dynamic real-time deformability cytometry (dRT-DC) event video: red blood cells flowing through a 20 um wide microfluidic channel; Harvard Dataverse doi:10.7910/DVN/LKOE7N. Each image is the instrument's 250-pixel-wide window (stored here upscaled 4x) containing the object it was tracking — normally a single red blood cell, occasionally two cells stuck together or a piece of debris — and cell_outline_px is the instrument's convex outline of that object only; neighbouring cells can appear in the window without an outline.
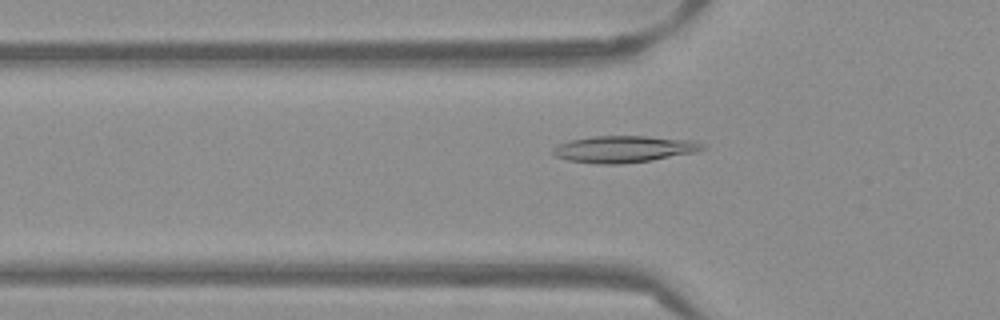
{"species": "Egyptian fruit bat (a non-hibernating species)", "species_latin": "Rousettus aegyptiacus", "temperature_condition": "warm", "stored_images_in_passage": 52, "camera_frame_rate_fps": 3000, "um_per_image_px": 0.085, "frame": {"image": 1, "passage_image": 17, "time_ms": 5.333, "image_size_px": [1000, 320], "cell_outline_px": [[704, 148], [696, 152], [652, 160], [620, 164], [596, 164], [568, 160], [556, 156], [552, 152], [552, 148], [556, 144], [572, 140], [592, 136], [648, 136], [696, 140], [704, 144]], "centroid_in_image_um": [53.04, 12.67], "position_along_channel_um": 72.8, "area_um2": 23.41}}
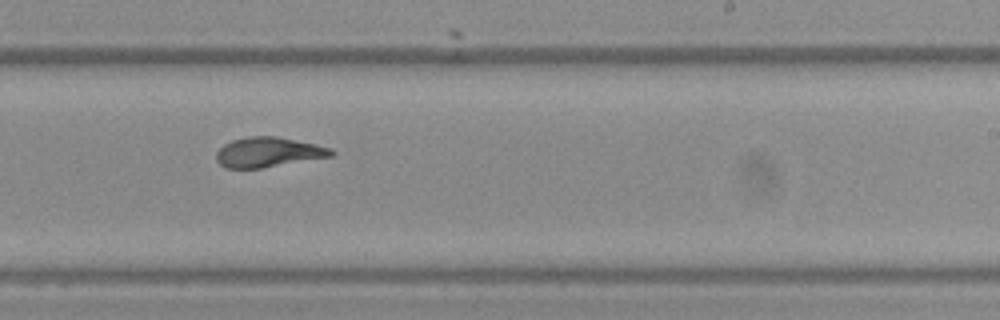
{"frame": {"image": 2, "passage_image": 32, "time_ms": 10.333, "image_size_px": [1000, 320], "cell_outline_px": [[336, 152], [332, 156], [260, 168], [224, 168], [216, 160], [216, 152], [224, 144], [232, 140], [248, 136], [276, 136], [316, 144], [332, 148]], "centroid_in_image_um": [22.8, 12.93], "position_along_channel_um": 266.2, "area_um2": 20.0}}
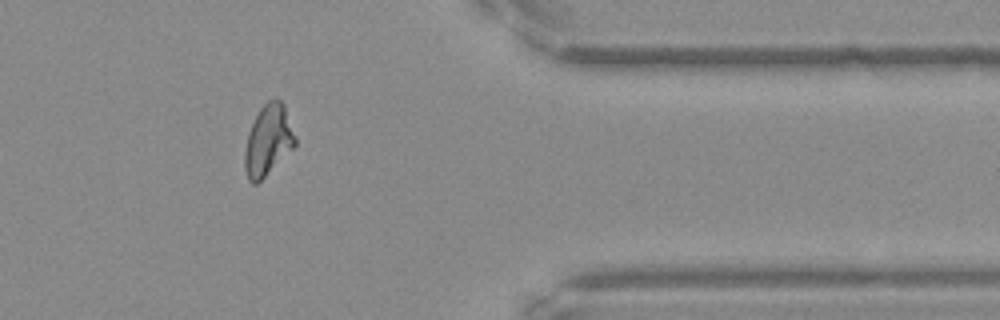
{"frame": {"image": 3, "passage_image": 43, "time_ms": 14.0, "image_size_px": [1000, 320], "cell_outline_px": [[296, 144], [256, 184], [252, 184], [248, 180], [244, 168], [244, 152], [248, 132], [260, 108], [268, 100], [276, 96], [284, 104], [296, 140]], "centroid_in_image_um": [22.76, 11.9], "position_along_channel_um": 388.6, "area_um2": 20.46}, "authors_computed_cell_mechanics": {"area_um2": 20.7502, "velocity_mm_per_s": 3.854, "shape_relaxation_time_tau1_ms": 6.9983, "shape_relaxation_time_tau2_ms": 1.3635, "deformation_change_tau1": 0.2297, "deformation_change_tau2": 0.0753}}